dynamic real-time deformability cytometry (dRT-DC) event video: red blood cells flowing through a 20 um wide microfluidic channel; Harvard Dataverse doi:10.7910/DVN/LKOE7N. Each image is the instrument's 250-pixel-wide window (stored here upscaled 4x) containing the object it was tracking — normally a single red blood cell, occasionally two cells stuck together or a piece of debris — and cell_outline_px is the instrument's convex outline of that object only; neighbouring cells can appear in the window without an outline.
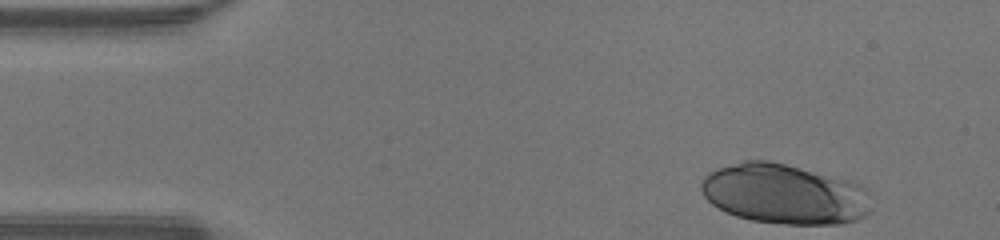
{"species": "human", "species_latin": "Homo sapiens", "temperature_condition": "warm", "stored_images_in_passage": 34, "camera_frame_rate_fps": 3000, "um_per_image_px": 0.085, "donor": {"sex": "male"}, "frame": {"image": 1, "passage_image": 1, "time_ms": 0.0, "image_size_px": [1000, 240], "cell_outline_px": [[872, 208], [864, 216], [856, 220], [844, 224], [788, 224], [752, 220], [736, 216], [712, 204], [704, 196], [700, 188], [700, 184], [704, 176], [708, 172], [716, 168], [744, 160], [772, 160], [852, 180], [860, 184], [868, 192]], "centroid_in_image_um": [66.7, 16.47], "position_along_channel_um": 18.3, "area_um2": 60.17}}
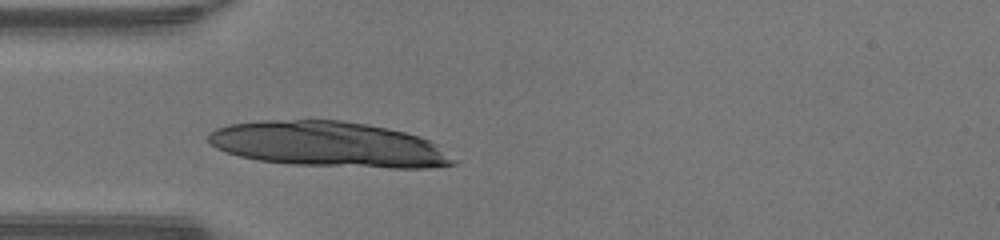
{"frame": {"image": 2, "passage_image": 10, "time_ms": 3.0, "image_size_px": [1000, 240], "cell_outline_px": [[460, 160], [456, 164], [428, 168], [392, 168], [292, 164], [256, 160], [240, 156], [216, 148], [208, 140], [208, 132], [216, 128], [228, 124], [264, 120], [340, 120], [368, 124], [388, 128], [420, 136], [436, 144]], "centroid_in_image_um": [27.97, 12.27], "position_along_channel_um": 57.0, "area_um2": 64.97}}